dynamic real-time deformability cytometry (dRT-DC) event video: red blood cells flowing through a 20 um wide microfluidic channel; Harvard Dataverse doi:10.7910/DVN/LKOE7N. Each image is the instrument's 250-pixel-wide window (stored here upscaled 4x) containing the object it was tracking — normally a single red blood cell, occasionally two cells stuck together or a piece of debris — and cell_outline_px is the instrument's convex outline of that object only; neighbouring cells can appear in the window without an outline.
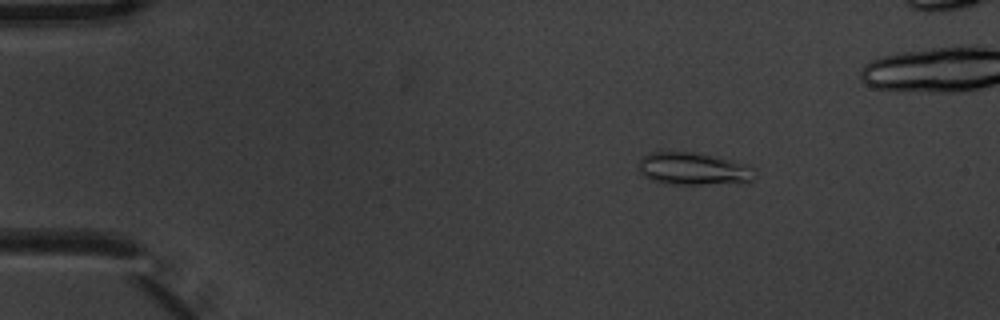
{"species": "common noctule bat (a hibernating species)", "species_latin": "Nyctalus noctula", "temperature_condition": "warm", "stored_images_in_passage": 5, "camera_frame_rate_fps": 3000, "um_per_image_px": 0.085, "animal": {"sex": "male", "body_mass_g": 20.1, "forearm_length_mm": 53.5}, "frame": {"image": 1, "passage_image": 2, "time_ms": 0.333, "image_size_px": [1000, 320], "cell_outline_px": [[752, 180], [740, 184], [672, 184], [656, 180], [644, 176], [640, 172], [640, 156], [656, 148], [660, 148], [692, 152], [732, 160], [744, 164], [752, 168]], "centroid_in_image_um": [58.85, 14.3], "position_along_channel_um": 26.1, "area_um2": 22.43}}